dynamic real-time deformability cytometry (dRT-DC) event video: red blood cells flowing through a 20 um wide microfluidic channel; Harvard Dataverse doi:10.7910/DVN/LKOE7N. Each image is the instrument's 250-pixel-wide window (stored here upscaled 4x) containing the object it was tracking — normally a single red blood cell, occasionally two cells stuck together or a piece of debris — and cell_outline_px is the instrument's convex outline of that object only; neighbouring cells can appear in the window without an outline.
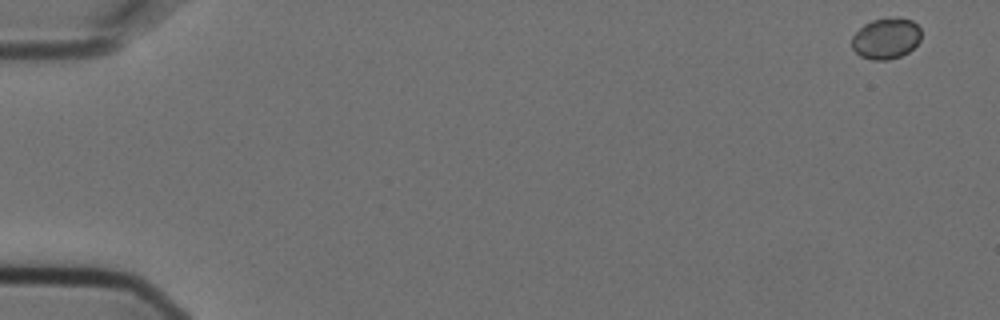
{"species": "Egyptian fruit bat (a non-hibernating species)", "species_latin": "Rousettus aegyptiacus", "temperature_condition": "cold", "stored_images_in_passage": 6, "camera_frame_rate_fps": 3000, "um_per_image_px": 0.085, "animal": {"sex": "female"}, "frame": {"image": 1, "passage_image": 1, "time_ms": 0.0, "image_size_px": [1000, 320], "cell_outline_px": [[920, 40], [908, 52], [900, 56], [888, 60], [872, 60], [860, 56], [852, 48], [852, 36], [864, 24], [872, 20], [888, 16], [896, 16], [912, 20], [920, 28]], "centroid_in_image_um": [75.31, 3.24], "position_along_channel_um": 9.7, "area_um2": 16.76}}
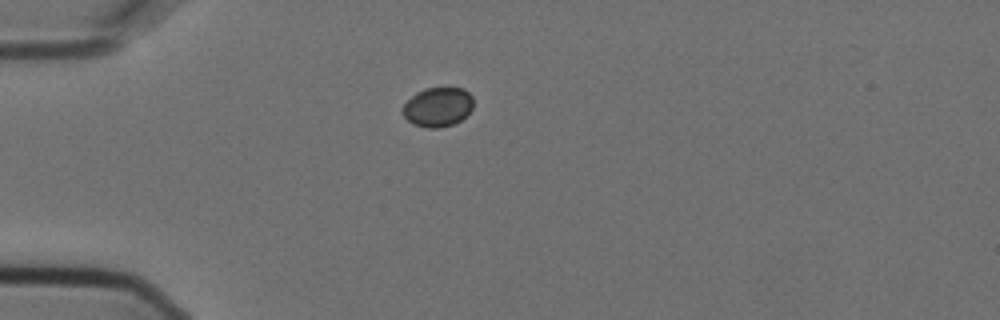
{"frame": {"image": 2, "passage_image": 5, "time_ms": 1.333, "image_size_px": [1000, 320], "cell_outline_px": [[472, 108], [460, 120], [452, 124], [440, 128], [428, 128], [412, 124], [404, 116], [404, 104], [416, 92], [424, 88], [464, 88], [472, 96]], "centroid_in_image_um": [37.21, 9.09], "position_along_channel_um": 47.8, "area_um2": 16.01}}